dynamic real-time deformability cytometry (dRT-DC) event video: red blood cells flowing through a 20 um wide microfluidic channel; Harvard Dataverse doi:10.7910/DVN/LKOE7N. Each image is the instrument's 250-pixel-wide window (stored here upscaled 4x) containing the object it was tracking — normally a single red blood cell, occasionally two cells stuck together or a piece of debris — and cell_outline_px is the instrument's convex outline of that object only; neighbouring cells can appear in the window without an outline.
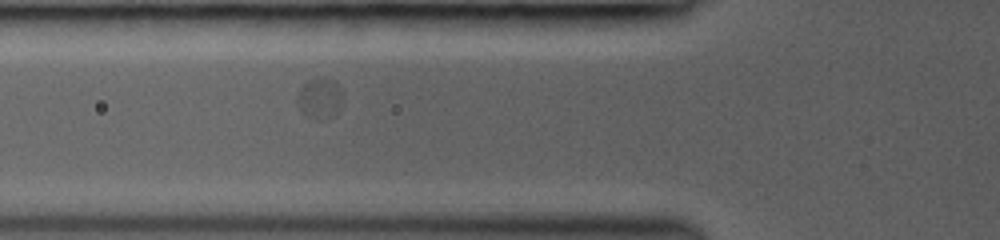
{"species": "common noctule bat (a hibernating species)", "species_latin": "Nyctalus noctula", "temperature_condition": "room temperature", "stored_images_in_passage": 50, "camera_frame_rate_fps": 3000, "um_per_image_px": 0.085, "animal": {"sex": "female", "body_mass_g": 19.0, "forearm_length_mm": 53.3}, "frame": {"image": 1, "passage_image": 6, "time_ms": 1.0, "image_size_px": [1000, 240], "cell_outline_px": [[344, 100], [340, 108], [332, 116], [320, 120], [308, 116], [300, 108], [296, 100], [304, 84], [308, 80], [324, 76], [336, 80], [344, 92]], "centroid_in_image_um": [27.27, 8.31], "position_along_channel_um": 98.5, "area_um2": 10.98}}
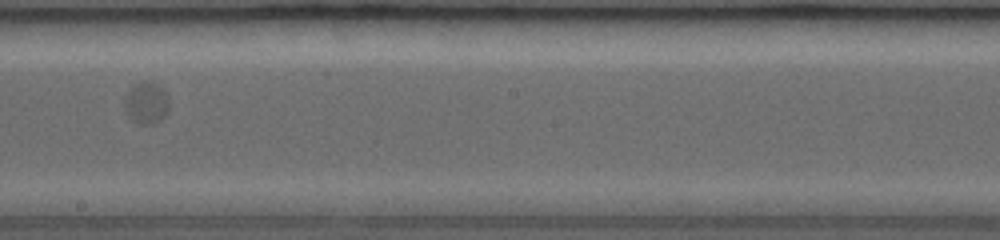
{"frame": {"image": 2, "passage_image": 25, "time_ms": 4.333, "image_size_px": [1000, 240], "cell_outline_px": [[168, 112], [160, 120], [152, 124], [140, 124], [132, 120], [128, 116], [124, 108], [124, 100], [128, 92], [136, 84], [144, 80], [152, 80], [164, 88], [168, 96]], "centroid_in_image_um": [12.46, 8.73], "position_along_channel_um": 235.7, "area_um2": 11.04}}
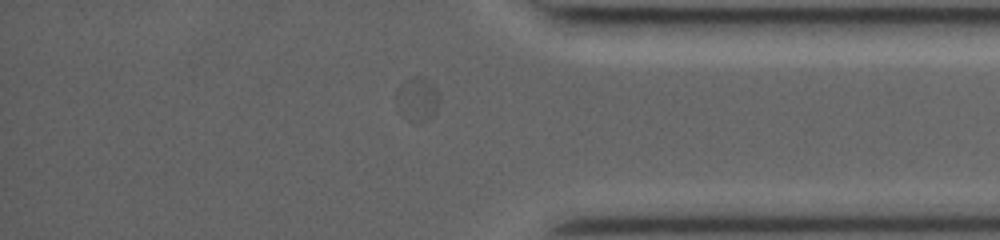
{"frame": {"image": 3, "passage_image": 49, "time_ms": 8.333, "image_size_px": [1000, 240], "cell_outline_px": [[440, 100], [436, 112], [432, 116], [416, 124], [412, 124], [400, 112], [396, 104], [396, 96], [400, 84], [404, 80], [416, 76], [428, 80], [436, 88]], "centroid_in_image_um": [35.47, 8.46], "position_along_channel_um": 399.7, "area_um2": 11.1}, "authors_computed_cell_mechanics": {"area_um2": 10.982, "velocity_mm_per_s": 4.1396, "shape_relaxation_time_tau1_ms": 0.0346, "shape_relaxation_time_tau2_ms": null, "deformation_change_tau1": 0.0291, "deformation_change_tau2": null}}